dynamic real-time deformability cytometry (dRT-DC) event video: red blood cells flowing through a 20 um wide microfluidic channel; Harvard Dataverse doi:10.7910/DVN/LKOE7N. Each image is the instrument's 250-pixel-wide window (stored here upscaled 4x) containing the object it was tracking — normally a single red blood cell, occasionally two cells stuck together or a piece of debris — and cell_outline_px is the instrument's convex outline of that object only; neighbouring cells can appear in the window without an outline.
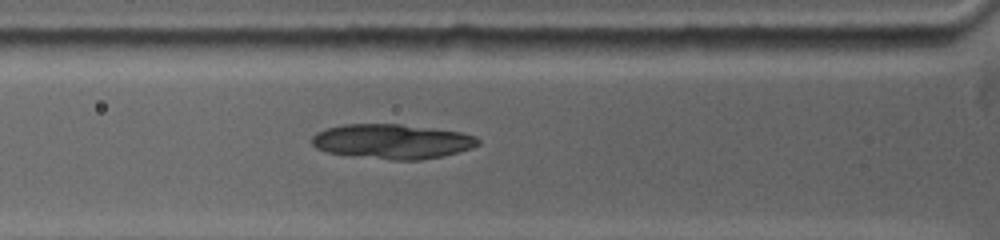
{"species": "common noctule bat (a hibernating species)", "species_latin": "Nyctalus noctula", "temperature_condition": "warm", "stored_images_in_passage": 4, "camera_frame_rate_fps": 5000, "um_per_image_px": 0.085, "animal": {"sex": "female", "body_mass_g": 19.0, "forearm_length_mm": 53.3}, "frame": {"image": 1, "passage_image": 2, "time_ms": 0.4, "image_size_px": [1000, 240], "cell_outline_px": [[480, 144], [472, 148], [440, 156], [420, 160], [392, 160], [328, 152], [316, 148], [312, 144], [312, 136], [316, 132], [328, 128], [344, 124], [400, 124], [460, 132], [476, 136], [480, 140]], "centroid_in_image_um": [33.34, 12.01], "position_along_channel_um": 92.5, "area_um2": 33.29}}
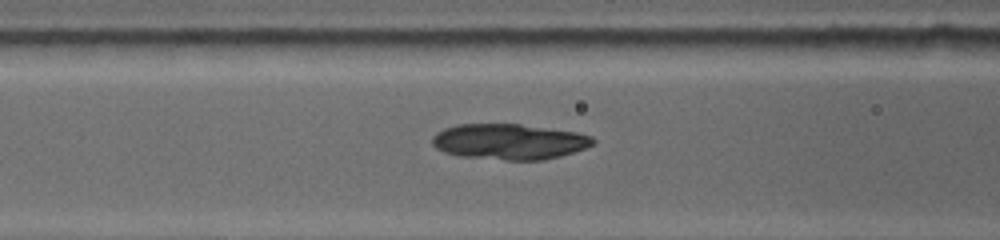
{"frame": {"image": 2, "passage_image": 4, "time_ms": 1.2, "image_size_px": [1000, 240], "cell_outline_px": [[596, 140], [592, 144], [584, 148], [560, 156], [540, 160], [508, 160], [464, 156], [444, 152], [436, 148], [432, 144], [432, 136], [436, 132], [444, 128], [456, 124], [520, 124], [576, 132], [592, 136]], "centroid_in_image_um": [43.26, 12.03], "position_along_channel_um": 123.3, "area_um2": 33.18}}